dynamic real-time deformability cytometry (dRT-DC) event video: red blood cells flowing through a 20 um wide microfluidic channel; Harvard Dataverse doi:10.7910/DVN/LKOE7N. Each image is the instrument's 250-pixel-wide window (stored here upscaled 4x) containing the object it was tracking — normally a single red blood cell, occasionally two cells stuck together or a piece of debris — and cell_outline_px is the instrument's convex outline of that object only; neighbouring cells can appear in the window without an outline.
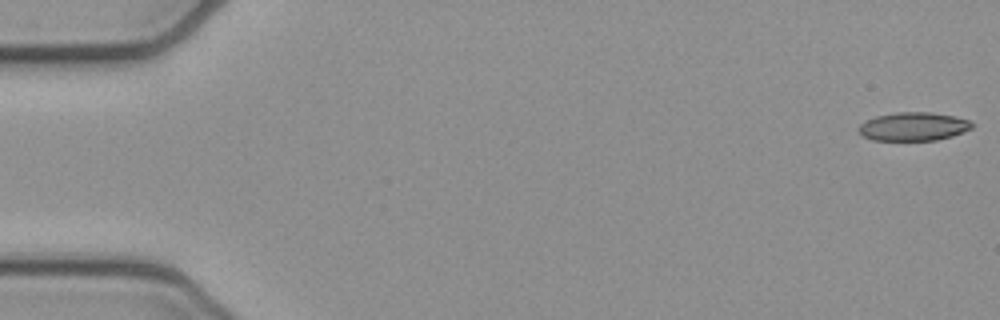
{"species": "common noctule bat (a hibernating species)", "species_latin": "Nyctalus noctula", "temperature_condition": "cold", "stored_images_in_passage": 16, "camera_frame_rate_fps": 3000, "um_per_image_px": 0.085, "animal": {"sex": "female", "body_mass_g": 21.9}, "frame": {"image": 1, "passage_image": 1, "time_ms": 0.0, "image_size_px": [1000, 320], "cell_outline_px": [[976, 124], [972, 128], [964, 132], [952, 136], [936, 140], [872, 140], [864, 136], [860, 132], [860, 124], [876, 116], [896, 112], [932, 112], [952, 116], [968, 120]], "centroid_in_image_um": [77.69, 10.75], "position_along_channel_um": 7.3, "area_um2": 18.67}}
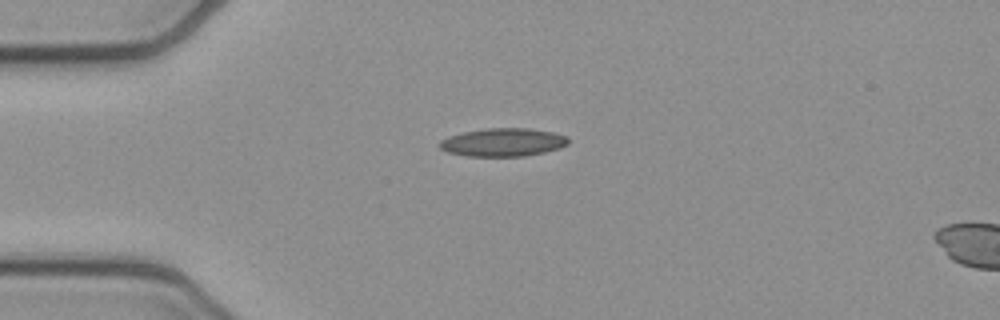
{"frame": {"image": 2, "passage_image": 13, "time_ms": 4.0, "image_size_px": [1000, 320], "cell_outline_px": [[568, 144], [560, 148], [544, 152], [524, 156], [468, 156], [448, 152], [440, 148], [436, 144], [440, 140], [448, 136], [464, 132], [488, 128], [528, 128], [552, 132], [568, 136]], "centroid_in_image_um": [42.74, 12.09], "position_along_channel_um": 42.3, "area_um2": 21.15}}